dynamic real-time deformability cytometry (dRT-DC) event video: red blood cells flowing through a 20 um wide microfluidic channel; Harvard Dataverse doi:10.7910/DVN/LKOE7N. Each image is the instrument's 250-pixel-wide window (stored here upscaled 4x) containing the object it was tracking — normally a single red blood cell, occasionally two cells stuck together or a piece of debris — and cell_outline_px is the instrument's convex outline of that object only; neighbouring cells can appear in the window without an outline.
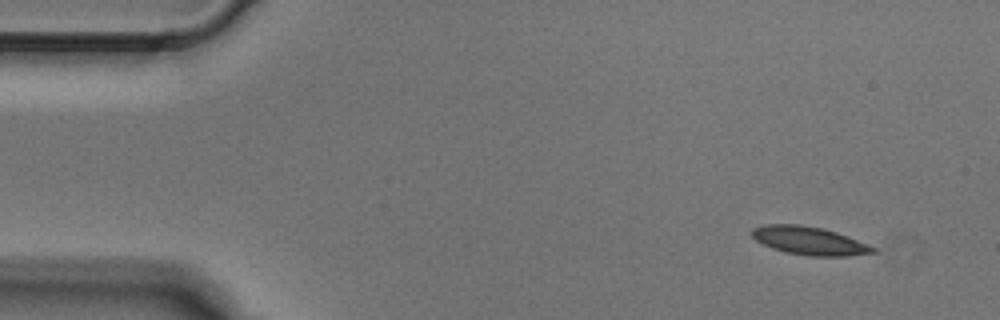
{"species": "Egyptian fruit bat (a non-hibernating species)", "species_latin": "Rousettus aegyptiacus", "temperature_condition": "cold", "stored_images_in_passage": 5, "camera_frame_rate_fps": 3000, "um_per_image_px": 0.085, "animal": {"sex": "male"}, "frame": {"image": 1, "passage_image": 1, "time_ms": 0.0, "image_size_px": [1000, 320], "cell_outline_px": [[876, 252], [844, 256], [808, 256], [784, 252], [772, 248], [756, 240], [752, 236], [752, 228], [764, 224], [800, 224], [824, 228], [848, 236], [868, 244], [876, 248]], "centroid_in_image_um": [68.78, 20.45], "position_along_channel_um": 16.2, "area_um2": 19.94}}
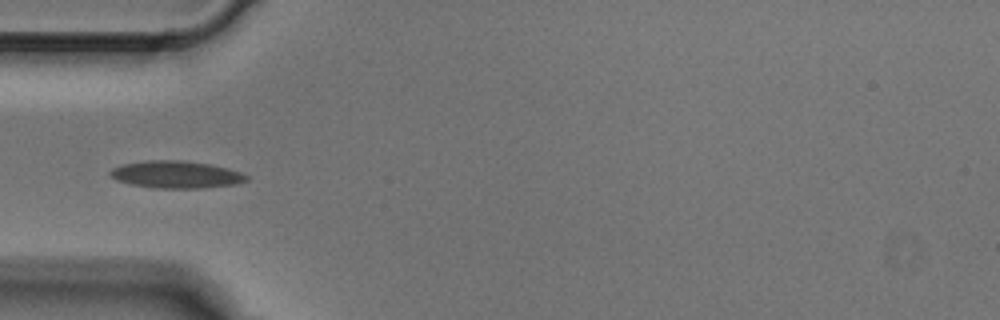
{"frame": {"image": 2, "passage_image": 4, "time_ms": 1.0, "image_size_px": [1000, 320], "cell_outline_px": [[248, 180], [236, 184], [204, 188], [156, 188], [132, 184], [116, 180], [108, 172], [112, 168], [120, 164], [148, 160], [184, 160], [212, 164], [228, 168], [240, 172], [248, 176]], "centroid_in_image_um": [14.98, 14.82], "position_along_channel_um": 70.0, "area_um2": 21.79}}
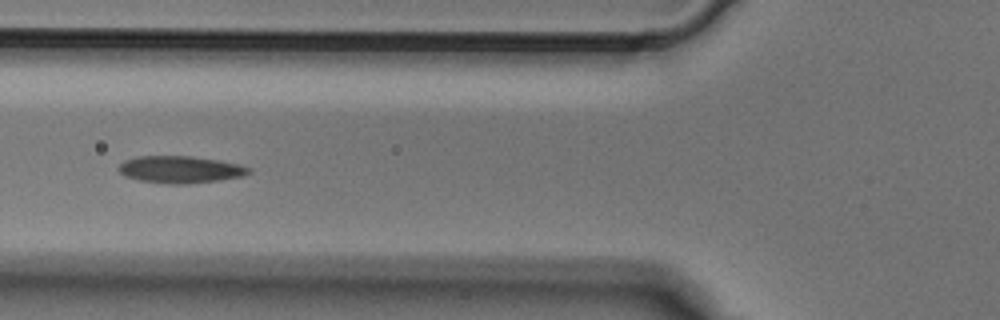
{"frame": {"image": 3, "passage_image": 5, "time_ms": 1.333, "image_size_px": [1000, 320], "cell_outline_px": [[252, 172], [244, 176], [220, 180], [188, 184], [168, 184], [140, 180], [124, 176], [116, 168], [124, 160], [136, 156], [192, 156], [220, 160], [240, 164], [252, 168]], "centroid_in_image_um": [15.35, 14.4], "position_along_channel_um": 110.4, "area_um2": 20.87}}